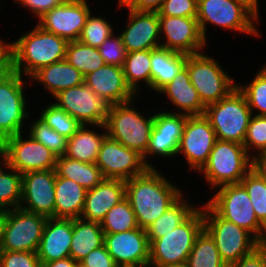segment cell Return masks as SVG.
<instances>
[{
    "label": "cell",
    "instance_id": "obj_1",
    "mask_svg": "<svg viewBox=\"0 0 266 267\" xmlns=\"http://www.w3.org/2000/svg\"><path fill=\"white\" fill-rule=\"evenodd\" d=\"M156 168L125 181L126 198L136 216L138 226L147 229L183 194Z\"/></svg>",
    "mask_w": 266,
    "mask_h": 267
},
{
    "label": "cell",
    "instance_id": "obj_2",
    "mask_svg": "<svg viewBox=\"0 0 266 267\" xmlns=\"http://www.w3.org/2000/svg\"><path fill=\"white\" fill-rule=\"evenodd\" d=\"M68 41L35 27L12 42L13 71L31 77L41 67L66 58Z\"/></svg>",
    "mask_w": 266,
    "mask_h": 267
},
{
    "label": "cell",
    "instance_id": "obj_3",
    "mask_svg": "<svg viewBox=\"0 0 266 267\" xmlns=\"http://www.w3.org/2000/svg\"><path fill=\"white\" fill-rule=\"evenodd\" d=\"M203 228L202 207L167 235L158 239H148L149 267H165L186 262L195 239Z\"/></svg>",
    "mask_w": 266,
    "mask_h": 267
},
{
    "label": "cell",
    "instance_id": "obj_4",
    "mask_svg": "<svg viewBox=\"0 0 266 267\" xmlns=\"http://www.w3.org/2000/svg\"><path fill=\"white\" fill-rule=\"evenodd\" d=\"M132 104L134 99L111 105L104 125L108 137L143 156L149 146L154 114L145 117Z\"/></svg>",
    "mask_w": 266,
    "mask_h": 267
},
{
    "label": "cell",
    "instance_id": "obj_5",
    "mask_svg": "<svg viewBox=\"0 0 266 267\" xmlns=\"http://www.w3.org/2000/svg\"><path fill=\"white\" fill-rule=\"evenodd\" d=\"M251 165L252 157L243 144L217 139L207 163L198 173H203L206 182L214 189L240 183L251 170Z\"/></svg>",
    "mask_w": 266,
    "mask_h": 267
},
{
    "label": "cell",
    "instance_id": "obj_6",
    "mask_svg": "<svg viewBox=\"0 0 266 267\" xmlns=\"http://www.w3.org/2000/svg\"><path fill=\"white\" fill-rule=\"evenodd\" d=\"M204 115L217 139L244 143L252 112L238 88L218 102L207 105Z\"/></svg>",
    "mask_w": 266,
    "mask_h": 267
},
{
    "label": "cell",
    "instance_id": "obj_7",
    "mask_svg": "<svg viewBox=\"0 0 266 267\" xmlns=\"http://www.w3.org/2000/svg\"><path fill=\"white\" fill-rule=\"evenodd\" d=\"M196 18L206 42L207 24L260 36L255 26L256 22L259 23V17L239 0H198Z\"/></svg>",
    "mask_w": 266,
    "mask_h": 267
},
{
    "label": "cell",
    "instance_id": "obj_8",
    "mask_svg": "<svg viewBox=\"0 0 266 267\" xmlns=\"http://www.w3.org/2000/svg\"><path fill=\"white\" fill-rule=\"evenodd\" d=\"M203 209L204 229L214 239L220 257L227 266L261 244L249 231L220 217L207 203Z\"/></svg>",
    "mask_w": 266,
    "mask_h": 267
},
{
    "label": "cell",
    "instance_id": "obj_9",
    "mask_svg": "<svg viewBox=\"0 0 266 267\" xmlns=\"http://www.w3.org/2000/svg\"><path fill=\"white\" fill-rule=\"evenodd\" d=\"M207 204L222 218L249 231L260 243L266 228L258 221L250 197L241 183L218 187Z\"/></svg>",
    "mask_w": 266,
    "mask_h": 267
},
{
    "label": "cell",
    "instance_id": "obj_10",
    "mask_svg": "<svg viewBox=\"0 0 266 267\" xmlns=\"http://www.w3.org/2000/svg\"><path fill=\"white\" fill-rule=\"evenodd\" d=\"M47 219L20 207L3 212L0 250L37 252Z\"/></svg>",
    "mask_w": 266,
    "mask_h": 267
},
{
    "label": "cell",
    "instance_id": "obj_11",
    "mask_svg": "<svg viewBox=\"0 0 266 267\" xmlns=\"http://www.w3.org/2000/svg\"><path fill=\"white\" fill-rule=\"evenodd\" d=\"M185 66L191 84L205 106L227 97L237 88L235 80L221 68L218 61L202 52L187 55Z\"/></svg>",
    "mask_w": 266,
    "mask_h": 267
},
{
    "label": "cell",
    "instance_id": "obj_12",
    "mask_svg": "<svg viewBox=\"0 0 266 267\" xmlns=\"http://www.w3.org/2000/svg\"><path fill=\"white\" fill-rule=\"evenodd\" d=\"M18 72L0 76V143L22 133L23 121L30 115L26 109L24 80Z\"/></svg>",
    "mask_w": 266,
    "mask_h": 267
},
{
    "label": "cell",
    "instance_id": "obj_13",
    "mask_svg": "<svg viewBox=\"0 0 266 267\" xmlns=\"http://www.w3.org/2000/svg\"><path fill=\"white\" fill-rule=\"evenodd\" d=\"M22 137L19 133L1 143V160L21 174L55 169L57 156L51 150L30 135L27 139Z\"/></svg>",
    "mask_w": 266,
    "mask_h": 267
},
{
    "label": "cell",
    "instance_id": "obj_14",
    "mask_svg": "<svg viewBox=\"0 0 266 267\" xmlns=\"http://www.w3.org/2000/svg\"><path fill=\"white\" fill-rule=\"evenodd\" d=\"M54 98L59 108L82 125L95 127L105 124L111 106L85 83L62 90Z\"/></svg>",
    "mask_w": 266,
    "mask_h": 267
},
{
    "label": "cell",
    "instance_id": "obj_15",
    "mask_svg": "<svg viewBox=\"0 0 266 267\" xmlns=\"http://www.w3.org/2000/svg\"><path fill=\"white\" fill-rule=\"evenodd\" d=\"M216 141L215 131L204 114L187 116L177 155L182 153L188 167L198 172L207 163Z\"/></svg>",
    "mask_w": 266,
    "mask_h": 267
},
{
    "label": "cell",
    "instance_id": "obj_16",
    "mask_svg": "<svg viewBox=\"0 0 266 267\" xmlns=\"http://www.w3.org/2000/svg\"><path fill=\"white\" fill-rule=\"evenodd\" d=\"M95 164L104 178L128 180L143 174L149 167L142 155L106 136L101 143Z\"/></svg>",
    "mask_w": 266,
    "mask_h": 267
},
{
    "label": "cell",
    "instance_id": "obj_17",
    "mask_svg": "<svg viewBox=\"0 0 266 267\" xmlns=\"http://www.w3.org/2000/svg\"><path fill=\"white\" fill-rule=\"evenodd\" d=\"M55 181V169L23 173L20 208L55 218Z\"/></svg>",
    "mask_w": 266,
    "mask_h": 267
},
{
    "label": "cell",
    "instance_id": "obj_18",
    "mask_svg": "<svg viewBox=\"0 0 266 267\" xmlns=\"http://www.w3.org/2000/svg\"><path fill=\"white\" fill-rule=\"evenodd\" d=\"M161 47L183 54H197L205 41L196 17L158 16ZM162 34V35H161ZM165 36V39L163 38Z\"/></svg>",
    "mask_w": 266,
    "mask_h": 267
},
{
    "label": "cell",
    "instance_id": "obj_19",
    "mask_svg": "<svg viewBox=\"0 0 266 267\" xmlns=\"http://www.w3.org/2000/svg\"><path fill=\"white\" fill-rule=\"evenodd\" d=\"M86 0H65L39 18L38 26L69 41L79 39L91 10Z\"/></svg>",
    "mask_w": 266,
    "mask_h": 267
},
{
    "label": "cell",
    "instance_id": "obj_20",
    "mask_svg": "<svg viewBox=\"0 0 266 267\" xmlns=\"http://www.w3.org/2000/svg\"><path fill=\"white\" fill-rule=\"evenodd\" d=\"M104 245L119 267H149V241L145 229L105 233Z\"/></svg>",
    "mask_w": 266,
    "mask_h": 267
},
{
    "label": "cell",
    "instance_id": "obj_21",
    "mask_svg": "<svg viewBox=\"0 0 266 267\" xmlns=\"http://www.w3.org/2000/svg\"><path fill=\"white\" fill-rule=\"evenodd\" d=\"M186 118L187 115L172 113V111L154 113L149 146L142 156L144 163L149 168H154L152 164L147 162L146 158H149V156L158 155L167 158L177 155Z\"/></svg>",
    "mask_w": 266,
    "mask_h": 267
},
{
    "label": "cell",
    "instance_id": "obj_22",
    "mask_svg": "<svg viewBox=\"0 0 266 267\" xmlns=\"http://www.w3.org/2000/svg\"><path fill=\"white\" fill-rule=\"evenodd\" d=\"M129 20L120 33L127 53L161 47L158 12H138L129 9Z\"/></svg>",
    "mask_w": 266,
    "mask_h": 267
},
{
    "label": "cell",
    "instance_id": "obj_23",
    "mask_svg": "<svg viewBox=\"0 0 266 267\" xmlns=\"http://www.w3.org/2000/svg\"><path fill=\"white\" fill-rule=\"evenodd\" d=\"M84 83L110 105L125 103L136 98L127 85L123 67L105 64L84 77Z\"/></svg>",
    "mask_w": 266,
    "mask_h": 267
},
{
    "label": "cell",
    "instance_id": "obj_24",
    "mask_svg": "<svg viewBox=\"0 0 266 267\" xmlns=\"http://www.w3.org/2000/svg\"><path fill=\"white\" fill-rule=\"evenodd\" d=\"M125 196V180L104 178L93 189L86 191L85 204L80 218L100 223L108 211Z\"/></svg>",
    "mask_w": 266,
    "mask_h": 267
},
{
    "label": "cell",
    "instance_id": "obj_25",
    "mask_svg": "<svg viewBox=\"0 0 266 267\" xmlns=\"http://www.w3.org/2000/svg\"><path fill=\"white\" fill-rule=\"evenodd\" d=\"M72 234L73 219L48 218L37 251L40 262H51L70 257Z\"/></svg>",
    "mask_w": 266,
    "mask_h": 267
},
{
    "label": "cell",
    "instance_id": "obj_26",
    "mask_svg": "<svg viewBox=\"0 0 266 267\" xmlns=\"http://www.w3.org/2000/svg\"><path fill=\"white\" fill-rule=\"evenodd\" d=\"M158 92L166 94L172 104L181 110V112L178 111L180 114L193 116L205 113L206 106L202 103L198 91L191 84L186 66L180 69L173 80Z\"/></svg>",
    "mask_w": 266,
    "mask_h": 267
},
{
    "label": "cell",
    "instance_id": "obj_27",
    "mask_svg": "<svg viewBox=\"0 0 266 267\" xmlns=\"http://www.w3.org/2000/svg\"><path fill=\"white\" fill-rule=\"evenodd\" d=\"M30 79L42 83L53 97L62 90L84 83V75L66 59L41 67Z\"/></svg>",
    "mask_w": 266,
    "mask_h": 267
},
{
    "label": "cell",
    "instance_id": "obj_28",
    "mask_svg": "<svg viewBox=\"0 0 266 267\" xmlns=\"http://www.w3.org/2000/svg\"><path fill=\"white\" fill-rule=\"evenodd\" d=\"M86 189L73 180L59 177L55 181V218H80Z\"/></svg>",
    "mask_w": 266,
    "mask_h": 267
},
{
    "label": "cell",
    "instance_id": "obj_29",
    "mask_svg": "<svg viewBox=\"0 0 266 267\" xmlns=\"http://www.w3.org/2000/svg\"><path fill=\"white\" fill-rule=\"evenodd\" d=\"M187 54L159 47L151 50V90L158 92L185 66Z\"/></svg>",
    "mask_w": 266,
    "mask_h": 267
},
{
    "label": "cell",
    "instance_id": "obj_30",
    "mask_svg": "<svg viewBox=\"0 0 266 267\" xmlns=\"http://www.w3.org/2000/svg\"><path fill=\"white\" fill-rule=\"evenodd\" d=\"M104 235L99 222L74 218L70 257L80 263L92 250L104 245Z\"/></svg>",
    "mask_w": 266,
    "mask_h": 267
},
{
    "label": "cell",
    "instance_id": "obj_31",
    "mask_svg": "<svg viewBox=\"0 0 266 267\" xmlns=\"http://www.w3.org/2000/svg\"><path fill=\"white\" fill-rule=\"evenodd\" d=\"M87 125H82L77 132L67 140L65 157L86 163H95L101 143L107 136L105 125H100L103 133L87 129Z\"/></svg>",
    "mask_w": 266,
    "mask_h": 267
},
{
    "label": "cell",
    "instance_id": "obj_32",
    "mask_svg": "<svg viewBox=\"0 0 266 267\" xmlns=\"http://www.w3.org/2000/svg\"><path fill=\"white\" fill-rule=\"evenodd\" d=\"M55 171L59 177L73 180L86 190L93 189L104 179L95 163L81 162L65 156L57 157Z\"/></svg>",
    "mask_w": 266,
    "mask_h": 267
},
{
    "label": "cell",
    "instance_id": "obj_33",
    "mask_svg": "<svg viewBox=\"0 0 266 267\" xmlns=\"http://www.w3.org/2000/svg\"><path fill=\"white\" fill-rule=\"evenodd\" d=\"M182 195L164 214L146 229L148 239H158L185 222L198 208L192 206ZM190 203V204H188Z\"/></svg>",
    "mask_w": 266,
    "mask_h": 267
},
{
    "label": "cell",
    "instance_id": "obj_34",
    "mask_svg": "<svg viewBox=\"0 0 266 267\" xmlns=\"http://www.w3.org/2000/svg\"><path fill=\"white\" fill-rule=\"evenodd\" d=\"M127 85L138 95L139 81L151 88V50L126 53L123 65Z\"/></svg>",
    "mask_w": 266,
    "mask_h": 267
},
{
    "label": "cell",
    "instance_id": "obj_35",
    "mask_svg": "<svg viewBox=\"0 0 266 267\" xmlns=\"http://www.w3.org/2000/svg\"><path fill=\"white\" fill-rule=\"evenodd\" d=\"M65 59L84 77L105 65L98 48L86 45L79 40L68 42Z\"/></svg>",
    "mask_w": 266,
    "mask_h": 267
},
{
    "label": "cell",
    "instance_id": "obj_36",
    "mask_svg": "<svg viewBox=\"0 0 266 267\" xmlns=\"http://www.w3.org/2000/svg\"><path fill=\"white\" fill-rule=\"evenodd\" d=\"M187 262L190 267H228L221 259L214 239L204 228L196 237Z\"/></svg>",
    "mask_w": 266,
    "mask_h": 267
},
{
    "label": "cell",
    "instance_id": "obj_37",
    "mask_svg": "<svg viewBox=\"0 0 266 267\" xmlns=\"http://www.w3.org/2000/svg\"><path fill=\"white\" fill-rule=\"evenodd\" d=\"M0 167V213L20 207L22 196V174L7 165ZM8 169V173L4 170ZM3 168V169H2Z\"/></svg>",
    "mask_w": 266,
    "mask_h": 267
},
{
    "label": "cell",
    "instance_id": "obj_38",
    "mask_svg": "<svg viewBox=\"0 0 266 267\" xmlns=\"http://www.w3.org/2000/svg\"><path fill=\"white\" fill-rule=\"evenodd\" d=\"M104 233L126 232L139 228L130 202L125 197L113 206L100 222Z\"/></svg>",
    "mask_w": 266,
    "mask_h": 267
},
{
    "label": "cell",
    "instance_id": "obj_39",
    "mask_svg": "<svg viewBox=\"0 0 266 267\" xmlns=\"http://www.w3.org/2000/svg\"><path fill=\"white\" fill-rule=\"evenodd\" d=\"M240 183L250 197L258 221L266 228V180L251 169Z\"/></svg>",
    "mask_w": 266,
    "mask_h": 267
},
{
    "label": "cell",
    "instance_id": "obj_40",
    "mask_svg": "<svg viewBox=\"0 0 266 267\" xmlns=\"http://www.w3.org/2000/svg\"><path fill=\"white\" fill-rule=\"evenodd\" d=\"M46 125L67 139L72 137L82 124L55 103L47 105L39 117Z\"/></svg>",
    "mask_w": 266,
    "mask_h": 267
},
{
    "label": "cell",
    "instance_id": "obj_41",
    "mask_svg": "<svg viewBox=\"0 0 266 267\" xmlns=\"http://www.w3.org/2000/svg\"><path fill=\"white\" fill-rule=\"evenodd\" d=\"M237 88L245 96L252 115L255 114V109L256 115H266V65L247 86L238 83Z\"/></svg>",
    "mask_w": 266,
    "mask_h": 267
},
{
    "label": "cell",
    "instance_id": "obj_42",
    "mask_svg": "<svg viewBox=\"0 0 266 267\" xmlns=\"http://www.w3.org/2000/svg\"><path fill=\"white\" fill-rule=\"evenodd\" d=\"M27 134L51 150L57 157L65 155L68 139L50 128L39 118L31 124Z\"/></svg>",
    "mask_w": 266,
    "mask_h": 267
},
{
    "label": "cell",
    "instance_id": "obj_43",
    "mask_svg": "<svg viewBox=\"0 0 266 267\" xmlns=\"http://www.w3.org/2000/svg\"><path fill=\"white\" fill-rule=\"evenodd\" d=\"M112 34H114L113 27L109 21L92 16L90 12L78 40L91 47L99 48Z\"/></svg>",
    "mask_w": 266,
    "mask_h": 267
},
{
    "label": "cell",
    "instance_id": "obj_44",
    "mask_svg": "<svg viewBox=\"0 0 266 267\" xmlns=\"http://www.w3.org/2000/svg\"><path fill=\"white\" fill-rule=\"evenodd\" d=\"M243 146L251 157L250 148L257 153L266 149V115L251 116Z\"/></svg>",
    "mask_w": 266,
    "mask_h": 267
},
{
    "label": "cell",
    "instance_id": "obj_45",
    "mask_svg": "<svg viewBox=\"0 0 266 267\" xmlns=\"http://www.w3.org/2000/svg\"><path fill=\"white\" fill-rule=\"evenodd\" d=\"M111 35L98 48L105 64L123 67L126 58V50L121 36Z\"/></svg>",
    "mask_w": 266,
    "mask_h": 267
},
{
    "label": "cell",
    "instance_id": "obj_46",
    "mask_svg": "<svg viewBox=\"0 0 266 267\" xmlns=\"http://www.w3.org/2000/svg\"><path fill=\"white\" fill-rule=\"evenodd\" d=\"M37 252L0 250V267H40Z\"/></svg>",
    "mask_w": 266,
    "mask_h": 267
},
{
    "label": "cell",
    "instance_id": "obj_47",
    "mask_svg": "<svg viewBox=\"0 0 266 267\" xmlns=\"http://www.w3.org/2000/svg\"><path fill=\"white\" fill-rule=\"evenodd\" d=\"M198 0H164L158 16L197 17Z\"/></svg>",
    "mask_w": 266,
    "mask_h": 267
},
{
    "label": "cell",
    "instance_id": "obj_48",
    "mask_svg": "<svg viewBox=\"0 0 266 267\" xmlns=\"http://www.w3.org/2000/svg\"><path fill=\"white\" fill-rule=\"evenodd\" d=\"M83 267H117L105 245L92 250L81 262Z\"/></svg>",
    "mask_w": 266,
    "mask_h": 267
},
{
    "label": "cell",
    "instance_id": "obj_49",
    "mask_svg": "<svg viewBox=\"0 0 266 267\" xmlns=\"http://www.w3.org/2000/svg\"><path fill=\"white\" fill-rule=\"evenodd\" d=\"M228 267H266V247L261 243L251 253Z\"/></svg>",
    "mask_w": 266,
    "mask_h": 267
},
{
    "label": "cell",
    "instance_id": "obj_50",
    "mask_svg": "<svg viewBox=\"0 0 266 267\" xmlns=\"http://www.w3.org/2000/svg\"><path fill=\"white\" fill-rule=\"evenodd\" d=\"M64 1L65 0H14L16 4L19 2L23 7L31 10L33 14L38 16V19Z\"/></svg>",
    "mask_w": 266,
    "mask_h": 267
},
{
    "label": "cell",
    "instance_id": "obj_51",
    "mask_svg": "<svg viewBox=\"0 0 266 267\" xmlns=\"http://www.w3.org/2000/svg\"><path fill=\"white\" fill-rule=\"evenodd\" d=\"M164 0H120L119 8L126 6L128 9L138 12H158Z\"/></svg>",
    "mask_w": 266,
    "mask_h": 267
},
{
    "label": "cell",
    "instance_id": "obj_52",
    "mask_svg": "<svg viewBox=\"0 0 266 267\" xmlns=\"http://www.w3.org/2000/svg\"><path fill=\"white\" fill-rule=\"evenodd\" d=\"M13 70L12 43H5L0 39V76Z\"/></svg>",
    "mask_w": 266,
    "mask_h": 267
},
{
    "label": "cell",
    "instance_id": "obj_53",
    "mask_svg": "<svg viewBox=\"0 0 266 267\" xmlns=\"http://www.w3.org/2000/svg\"><path fill=\"white\" fill-rule=\"evenodd\" d=\"M251 169L266 180V149L259 151L256 155L252 154Z\"/></svg>",
    "mask_w": 266,
    "mask_h": 267
},
{
    "label": "cell",
    "instance_id": "obj_54",
    "mask_svg": "<svg viewBox=\"0 0 266 267\" xmlns=\"http://www.w3.org/2000/svg\"><path fill=\"white\" fill-rule=\"evenodd\" d=\"M40 263H41L40 267H77L79 264L71 257L51 262H40Z\"/></svg>",
    "mask_w": 266,
    "mask_h": 267
},
{
    "label": "cell",
    "instance_id": "obj_55",
    "mask_svg": "<svg viewBox=\"0 0 266 267\" xmlns=\"http://www.w3.org/2000/svg\"><path fill=\"white\" fill-rule=\"evenodd\" d=\"M246 4L258 17H259V6H258V0H239Z\"/></svg>",
    "mask_w": 266,
    "mask_h": 267
},
{
    "label": "cell",
    "instance_id": "obj_56",
    "mask_svg": "<svg viewBox=\"0 0 266 267\" xmlns=\"http://www.w3.org/2000/svg\"><path fill=\"white\" fill-rule=\"evenodd\" d=\"M165 267H190L188 262H183V263H176V264H173V265H168V266H165Z\"/></svg>",
    "mask_w": 266,
    "mask_h": 267
},
{
    "label": "cell",
    "instance_id": "obj_57",
    "mask_svg": "<svg viewBox=\"0 0 266 267\" xmlns=\"http://www.w3.org/2000/svg\"><path fill=\"white\" fill-rule=\"evenodd\" d=\"M1 223H2V213H0V243H1Z\"/></svg>",
    "mask_w": 266,
    "mask_h": 267
},
{
    "label": "cell",
    "instance_id": "obj_58",
    "mask_svg": "<svg viewBox=\"0 0 266 267\" xmlns=\"http://www.w3.org/2000/svg\"><path fill=\"white\" fill-rule=\"evenodd\" d=\"M262 244L266 247V235H265V238H264Z\"/></svg>",
    "mask_w": 266,
    "mask_h": 267
}]
</instances>
